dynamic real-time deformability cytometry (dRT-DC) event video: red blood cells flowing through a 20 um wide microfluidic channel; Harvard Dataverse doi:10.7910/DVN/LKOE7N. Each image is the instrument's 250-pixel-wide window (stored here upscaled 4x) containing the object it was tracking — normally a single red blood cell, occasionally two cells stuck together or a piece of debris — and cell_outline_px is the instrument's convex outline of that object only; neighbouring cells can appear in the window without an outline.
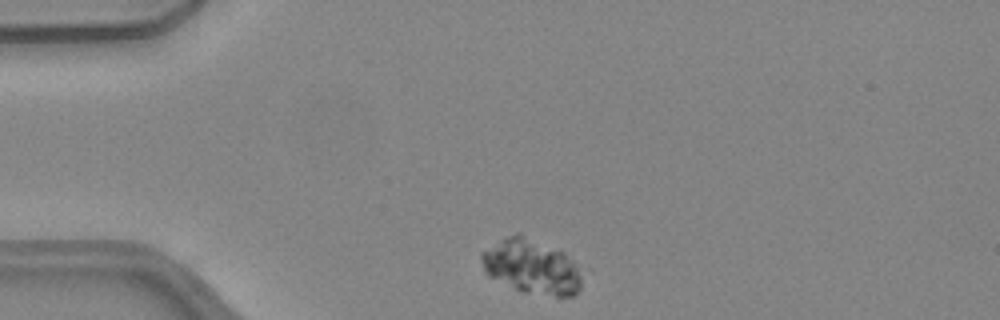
{"species": "common noctule bat (a hibernating species)", "species_latin": "Nyctalus noctula", "temperature_condition": "warm", "stored_images_in_passage": 34, "camera_frame_rate_fps": 3000, "um_per_image_px": 0.085, "animal": {"sex": "female", "body_mass_g": 24.6, "forearm_length_mm": 56.2}, "frame": {"image": 1, "passage_image": 1, "time_ms": 0.0, "image_size_px": [1000, 320], "cell_outline_px": [[592, 268], [580, 288], [572, 296], [556, 296], [520, 292], [488, 276], [484, 272], [480, 256], [480, 252], [500, 240], [516, 232], [520, 232], [564, 252]], "centroid_in_image_um": [45.35, 22.66], "position_along_channel_um": 39.7, "area_um2": 33.81}}
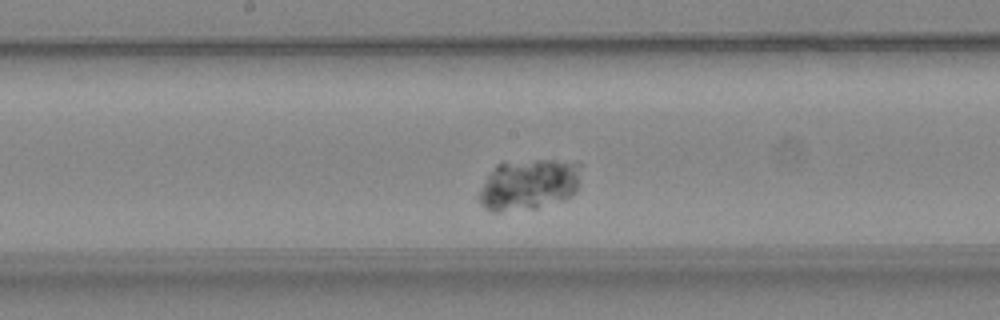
{"frame": {"image": 2, "passage_image": 17, "time_ms": 5.333, "image_size_px": [1000, 320], "cell_outline_px": [[584, 164], [576, 192], [572, 196], [564, 200], [536, 208], [500, 212], [492, 212], [484, 208], [480, 204], [480, 192], [488, 176], [496, 164], [536, 160], [552, 160]], "centroid_in_image_um": [45.01, 15.7], "position_along_channel_um": 203.2, "area_um2": 30.35}}
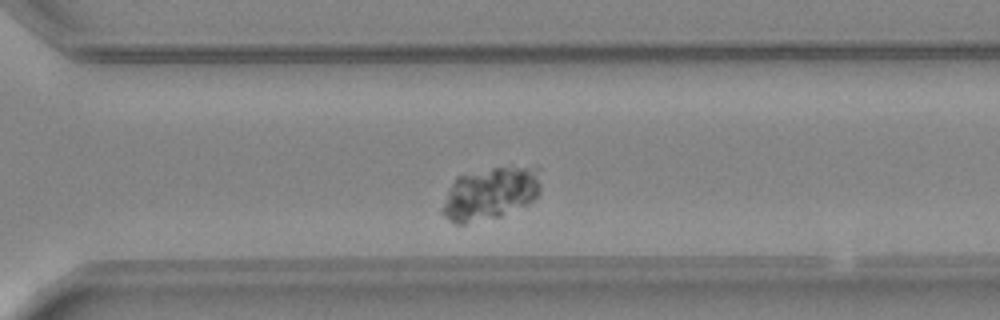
{"frame": {"image": 3, "passage_image": 27, "time_ms": 8.667, "image_size_px": [1000, 320], "cell_outline_px": [[540, 192], [528, 204], [500, 216], [464, 224], [456, 224], [448, 220], [440, 212], [440, 208], [448, 188], [456, 176], [492, 168], [536, 164], [540, 168]], "centroid_in_image_um": [41.68, 16.42], "position_along_channel_um": 328.9, "area_um2": 30.87}}